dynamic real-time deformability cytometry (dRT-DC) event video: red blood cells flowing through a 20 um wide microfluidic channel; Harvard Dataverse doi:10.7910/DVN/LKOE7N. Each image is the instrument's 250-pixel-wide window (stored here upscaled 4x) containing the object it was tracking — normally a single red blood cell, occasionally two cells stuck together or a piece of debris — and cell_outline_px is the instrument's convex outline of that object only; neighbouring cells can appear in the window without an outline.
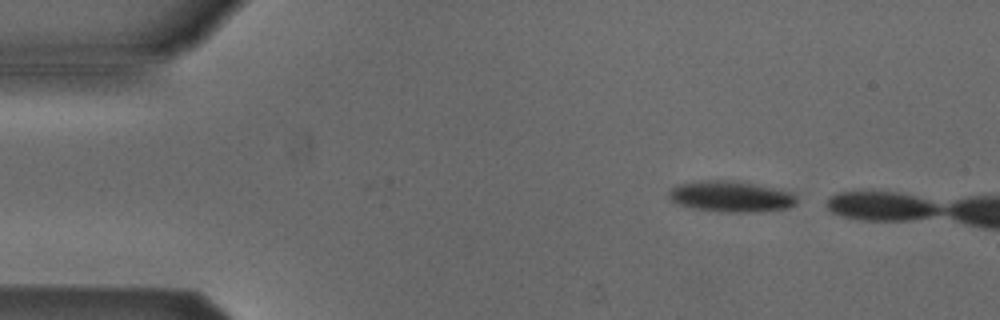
{"species": "Egyptian fruit bat (a non-hibernating species)", "species_latin": "Rousettus aegyptiacus", "temperature_condition": "cold", "stored_images_in_passage": 3, "camera_frame_rate_fps": 3000, "um_per_image_px": 0.085, "animal": {"sex": "male"}, "frame": {"image": 1, "passage_image": 1, "time_ms": 0.0, "image_size_px": [1000, 320], "cell_outline_px": [[796, 204], [788, 208], [748, 212], [724, 212], [692, 208], [680, 204], [672, 200], [668, 196], [668, 192], [676, 184], [704, 180], [732, 180], [756, 184], [776, 188], [792, 192], [796, 196]], "centroid_in_image_um": [62.13, 16.69], "position_along_channel_um": 22.9, "area_um2": 23.06}}